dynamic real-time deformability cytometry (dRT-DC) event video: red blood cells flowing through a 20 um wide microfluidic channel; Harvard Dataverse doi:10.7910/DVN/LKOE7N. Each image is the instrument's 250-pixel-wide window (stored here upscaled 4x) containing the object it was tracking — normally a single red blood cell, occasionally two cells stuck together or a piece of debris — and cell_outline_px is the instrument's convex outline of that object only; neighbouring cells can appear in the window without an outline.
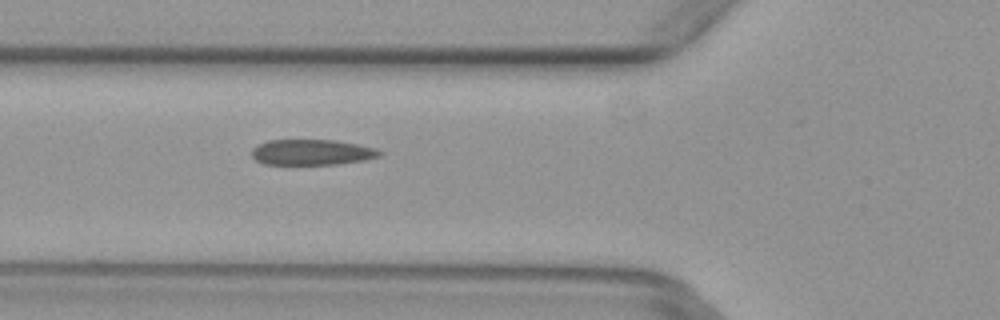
{"species": "common noctule bat (a hibernating species)", "species_latin": "Nyctalus noctula", "temperature_condition": "warm", "stored_images_in_passage": 2, "camera_frame_rate_fps": 3000, "um_per_image_px": 0.085, "animal": {"sex": "female", "body_mass_g": 29.2, "forearm_length_mm": 56.3}, "frame": {"image": 1, "passage_image": 2, "time_ms": 0.333, "image_size_px": [1000, 320], "cell_outline_px": [[384, 152], [380, 156], [364, 160], [340, 164], [264, 164], [256, 160], [252, 156], [252, 148], [268, 140], [336, 140], [376, 148]], "centroid_in_image_um": [26.53, 12.94], "position_along_channel_um": 99.3, "area_um2": 19.07}}